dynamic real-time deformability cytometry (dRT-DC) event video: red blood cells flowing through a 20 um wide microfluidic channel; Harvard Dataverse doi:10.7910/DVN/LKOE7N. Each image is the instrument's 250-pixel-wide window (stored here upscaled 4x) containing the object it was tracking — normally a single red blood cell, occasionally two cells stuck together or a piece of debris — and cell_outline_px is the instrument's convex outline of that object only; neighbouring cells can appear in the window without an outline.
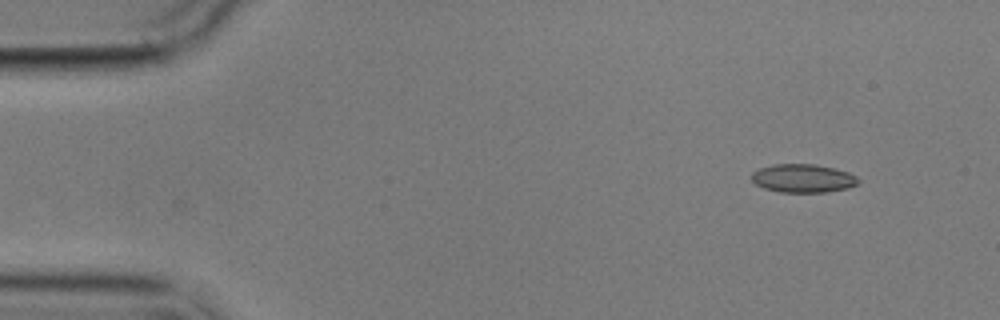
{"species": "common noctule bat (a hibernating species)", "species_latin": "Nyctalus noctula", "temperature_condition": "cold", "stored_images_in_passage": 2, "camera_frame_rate_fps": 3000, "um_per_image_px": 0.085, "animal": {"sex": "male", "body_mass_g": 17.9}, "frame": {"image": 1, "passage_image": 2, "time_ms": 1.333, "image_size_px": [1000, 320], "cell_outline_px": [[860, 180], [856, 184], [848, 188], [828, 192], [780, 192], [764, 188], [756, 184], [752, 180], [752, 172], [760, 168], [772, 164], [812, 164], [832, 168], [848, 172], [856, 176]], "centroid_in_image_um": [68.25, 15.16], "position_along_channel_um": 16.8, "area_um2": 17.57}}